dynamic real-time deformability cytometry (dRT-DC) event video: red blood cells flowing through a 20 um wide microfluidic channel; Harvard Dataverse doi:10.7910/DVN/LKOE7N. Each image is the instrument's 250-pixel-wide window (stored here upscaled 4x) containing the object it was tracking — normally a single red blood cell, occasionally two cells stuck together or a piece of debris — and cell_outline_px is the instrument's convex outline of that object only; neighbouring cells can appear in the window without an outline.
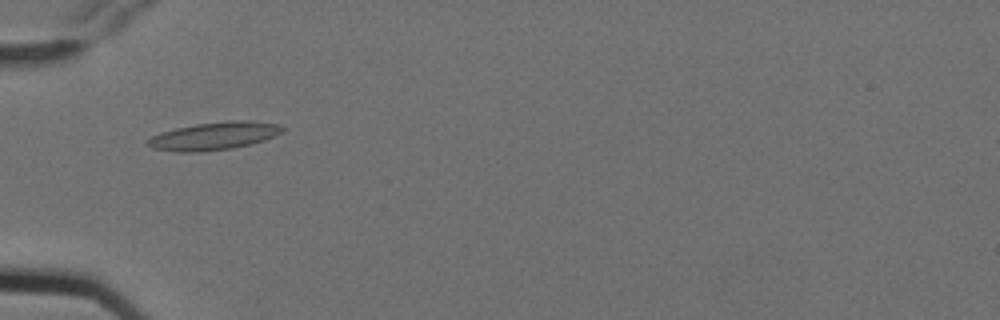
{"species": "Egyptian fruit bat (a non-hibernating species)", "species_latin": "Rousettus aegyptiacus", "temperature_condition": "cold", "stored_images_in_passage": 8, "camera_frame_rate_fps": 3000, "um_per_image_px": 0.085, "animal": {"sex": "female"}, "frame": {"image": 1, "passage_image": 4, "time_ms": 1.0, "image_size_px": [1000, 320], "cell_outline_px": [[288, 128], [264, 140], [252, 144], [232, 148], [200, 152], [176, 152], [152, 148], [144, 140], [160, 132], [176, 128], [196, 124], [228, 120], [252, 120], [280, 124]], "centroid_in_image_um": [18.2, 11.55], "position_along_channel_um": 66.8, "area_um2": 22.08}}
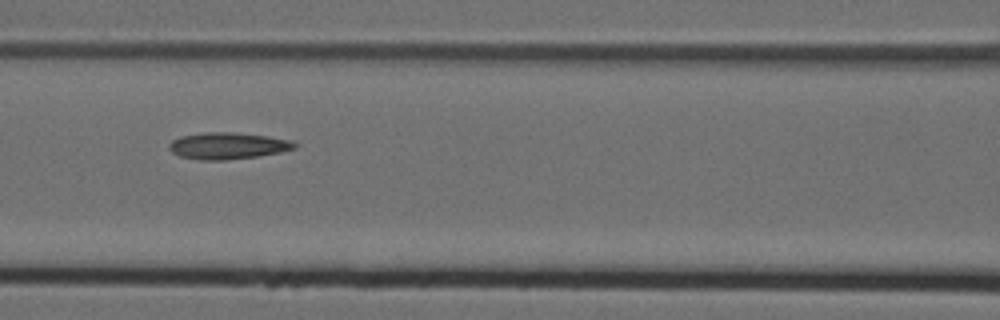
{"frame": {"image": 2, "passage_image": 6, "time_ms": 1.667, "image_size_px": [1000, 320], "cell_outline_px": [[300, 144], [296, 148], [280, 152], [260, 156], [228, 160], [200, 160], [180, 156], [172, 152], [168, 148], [168, 144], [172, 140], [180, 136], [204, 132], [232, 132], [268, 136], [296, 140]], "centroid_in_image_um": [19.41, 12.39], "position_along_channel_um": 147.2, "area_um2": 19.88}}
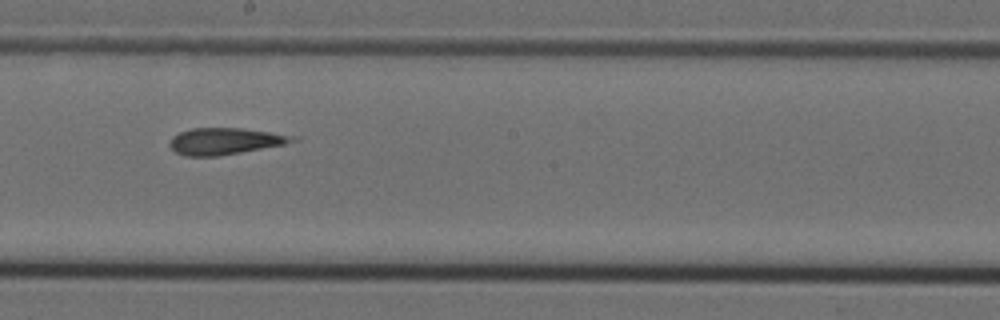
{"frame": {"image": 3, "passage_image": 8, "time_ms": 2.333, "image_size_px": [1000, 320], "cell_outline_px": [[300, 140], [284, 144], [240, 152], [216, 156], [184, 156], [176, 152], [168, 144], [172, 136], [180, 132], [192, 128], [240, 128], [300, 136]], "centroid_in_image_um": [19.14, 11.99], "position_along_channel_um": 229.1, "area_um2": 19.02}}